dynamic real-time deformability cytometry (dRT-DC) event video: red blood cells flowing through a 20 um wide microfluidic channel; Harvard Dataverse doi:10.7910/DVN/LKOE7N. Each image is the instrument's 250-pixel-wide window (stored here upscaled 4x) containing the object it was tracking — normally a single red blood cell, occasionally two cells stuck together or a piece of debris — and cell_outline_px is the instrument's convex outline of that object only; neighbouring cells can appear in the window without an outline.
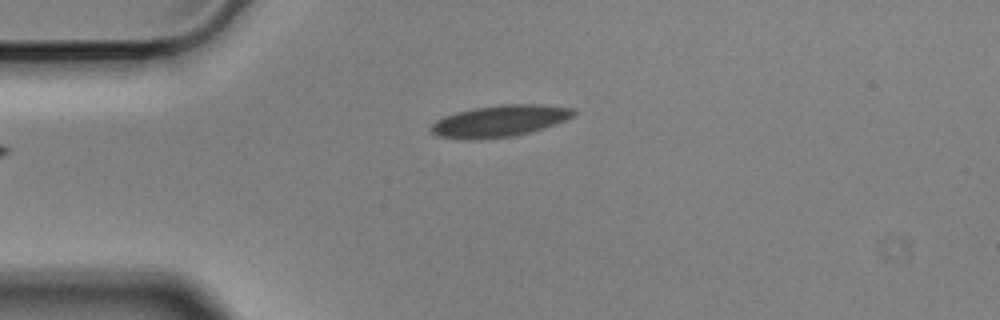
{"species": "Egyptian fruit bat (a non-hibernating species)", "species_latin": "Rousettus aegyptiacus", "temperature_condition": "cold", "stored_images_in_passage": 9, "camera_frame_rate_fps": 3000, "um_per_image_px": 0.085, "animal": {"sex": "male"}, "frame": {"image": 1, "passage_image": 2, "time_ms": 0.333, "image_size_px": [1000, 320], "cell_outline_px": [[576, 116], [568, 120], [532, 132], [516, 136], [480, 140], [464, 140], [436, 136], [428, 128], [436, 120], [444, 116], [456, 112], [472, 108], [500, 104], [540, 104], [576, 108]], "centroid_in_image_um": [42.5, 10.29], "position_along_channel_um": 42.5, "area_um2": 27.05}}
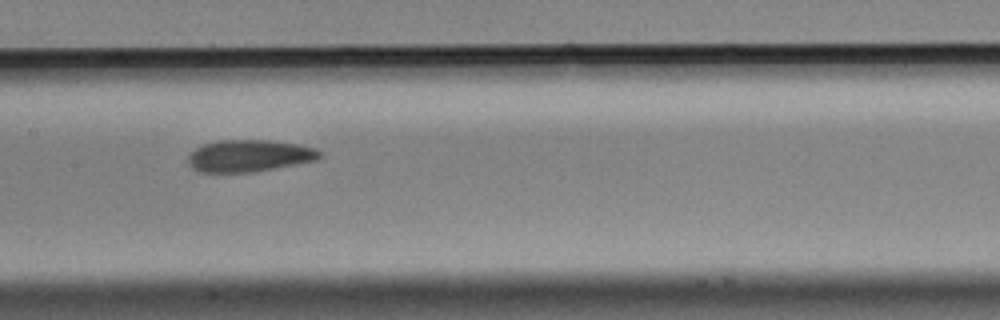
{"frame": {"image": 2, "passage_image": 6, "time_ms": 1.667, "image_size_px": [1000, 320], "cell_outline_px": [[324, 156], [316, 160], [256, 172], [200, 172], [192, 168], [188, 164], [188, 156], [196, 148], [204, 144], [220, 140], [268, 140], [296, 144], [316, 148]], "centroid_in_image_um": [21.19, 13.25], "position_along_channel_um": 186.2, "area_um2": 24.51}}
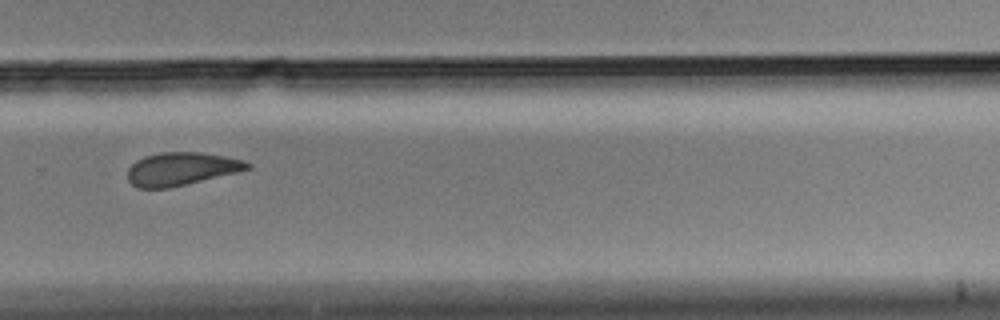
{"frame": {"image": 3, "passage_image": 9, "time_ms": 2.667, "image_size_px": [1000, 320], "cell_outline_px": [[252, 168], [240, 172], [168, 188], [136, 188], [128, 180], [128, 168], [136, 160], [144, 156], [160, 152], [196, 152], [224, 156], [244, 160], [252, 164]], "centroid_in_image_um": [15.43, 14.35], "position_along_channel_um": 314.4, "area_um2": 23.18}}